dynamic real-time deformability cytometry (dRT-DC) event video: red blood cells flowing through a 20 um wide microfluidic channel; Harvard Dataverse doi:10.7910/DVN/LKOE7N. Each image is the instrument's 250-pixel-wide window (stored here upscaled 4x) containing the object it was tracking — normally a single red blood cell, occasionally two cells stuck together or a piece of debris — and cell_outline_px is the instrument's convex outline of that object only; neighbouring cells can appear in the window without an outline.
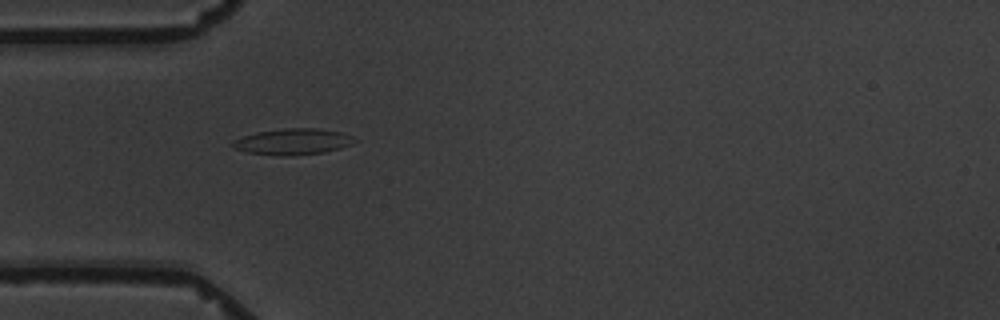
{"species": "common noctule bat (a hibernating species)", "species_latin": "Nyctalus noctula", "temperature_condition": "warm", "stored_images_in_passage": 5, "camera_frame_rate_fps": 3000, "um_per_image_px": 0.085, "animal": {"sex": "male", "body_mass_g": 19.5, "forearm_length_mm": 54.6}, "frame": {"image": 1, "passage_image": 4, "time_ms": 5.0, "image_size_px": [1000, 320], "cell_outline_px": [[360, 140], [352, 144], [340, 148], [324, 152], [288, 156], [280, 156], [248, 152], [236, 148], [232, 144], [232, 140], [256, 132], [284, 128], [316, 128], [344, 132]], "centroid_in_image_um": [24.96, 12.03], "position_along_channel_um": 60.0, "area_um2": 18.61}}
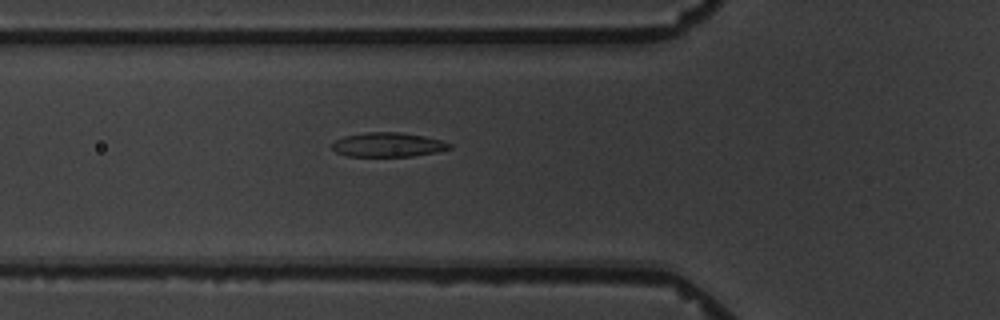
{"frame": {"image": 2, "passage_image": 5, "time_ms": 6.0, "image_size_px": [1000, 320], "cell_outline_px": [[452, 148], [436, 152], [412, 156], [348, 156], [336, 152], [332, 148], [332, 144], [336, 140], [344, 136], [364, 132], [400, 132], [424, 136], [440, 140], [452, 144]], "centroid_in_image_um": [32.98, 12.3], "position_along_channel_um": 92.8, "area_um2": 16.59}}